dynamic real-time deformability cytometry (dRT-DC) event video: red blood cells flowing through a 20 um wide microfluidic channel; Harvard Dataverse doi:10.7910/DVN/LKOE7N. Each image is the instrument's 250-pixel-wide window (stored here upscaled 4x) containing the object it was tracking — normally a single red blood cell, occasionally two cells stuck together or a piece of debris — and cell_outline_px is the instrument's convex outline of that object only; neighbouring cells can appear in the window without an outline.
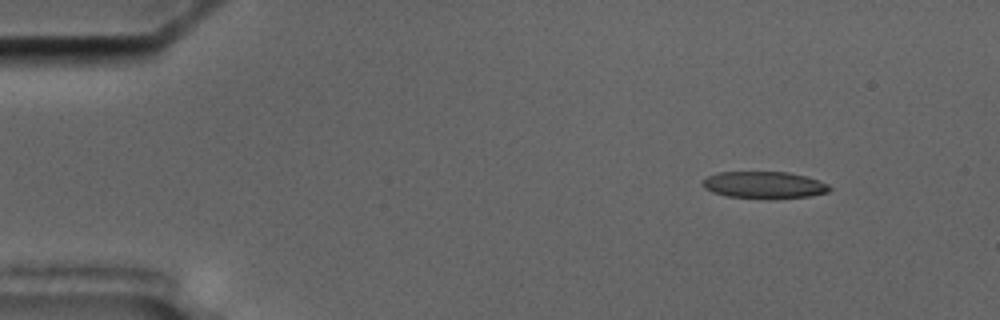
{"species": "common noctule bat (a hibernating species)", "species_latin": "Nyctalus noctula", "temperature_condition": "cold", "stored_images_in_passage": 6, "camera_frame_rate_fps": 3000, "um_per_image_px": 0.085, "animal": {"sex": "male", "body_mass_g": 17.5, "forearm_length_mm": 52.3}, "frame": {"image": 1, "passage_image": 2, "time_ms": 1.0, "image_size_px": [1000, 320], "cell_outline_px": [[832, 188], [828, 192], [808, 196], [772, 200], [768, 200], [728, 196], [712, 192], [704, 188], [700, 184], [708, 176], [716, 172], [788, 172], [804, 176], [828, 184]], "centroid_in_image_um": [64.92, 15.74], "position_along_channel_um": 20.1, "area_um2": 20.17}}
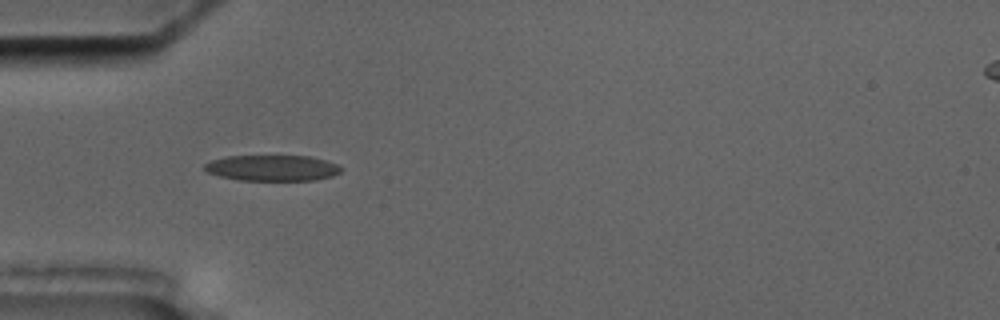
{"frame": {"image": 2, "passage_image": 5, "time_ms": 4.667, "image_size_px": [1000, 320], "cell_outline_px": [[344, 168], [340, 172], [332, 176], [316, 180], [240, 180], [220, 176], [208, 172], [204, 168], [204, 164], [212, 160], [224, 156], [308, 156], [324, 160], [336, 164]], "centroid_in_image_um": [23.15, 14.27], "position_along_channel_um": 61.8, "area_um2": 20.46}}